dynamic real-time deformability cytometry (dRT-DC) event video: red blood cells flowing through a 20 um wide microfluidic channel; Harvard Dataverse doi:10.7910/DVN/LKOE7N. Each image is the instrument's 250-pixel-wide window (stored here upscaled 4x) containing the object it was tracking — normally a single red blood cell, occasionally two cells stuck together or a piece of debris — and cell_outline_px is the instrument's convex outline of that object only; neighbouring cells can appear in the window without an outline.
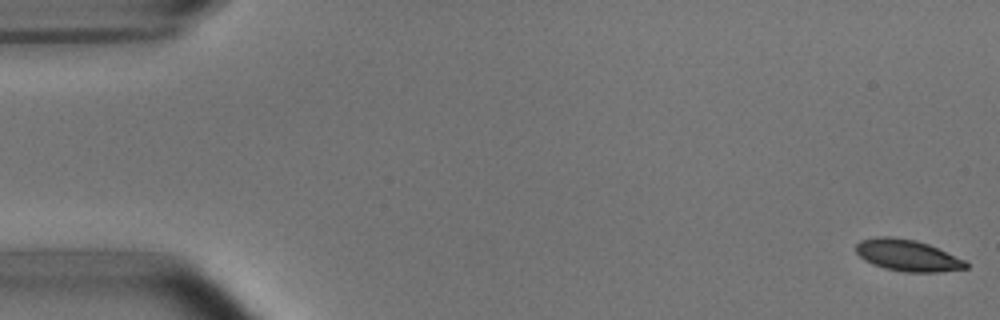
{"species": "common noctule bat (a hibernating species)", "species_latin": "Nyctalus noctula", "temperature_condition": "room temperature", "stored_images_in_passage": 7, "camera_frame_rate_fps": 3000, "um_per_image_px": 0.085, "animal": {"sex": "male", "body_mass_g": 15.6}, "frame": {"image": 1, "passage_image": 1, "time_ms": 0.0, "image_size_px": [1000, 320], "cell_outline_px": [[968, 268], [940, 272], [904, 272], [884, 268], [872, 264], [864, 260], [856, 252], [856, 244], [860, 240], [876, 236], [892, 236], [916, 240], [928, 244], [964, 260], [968, 264]], "centroid_in_image_um": [77.1, 21.7], "position_along_channel_um": 7.9, "area_um2": 20.23}}
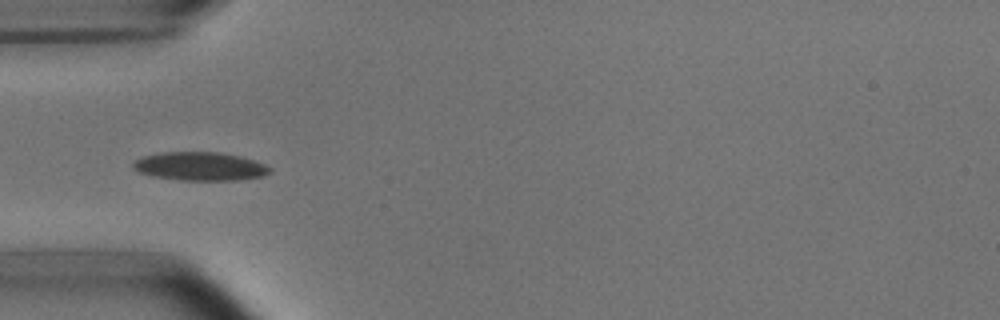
{"frame": {"image": 2, "passage_image": 5, "time_ms": 5.333, "image_size_px": [1000, 320], "cell_outline_px": [[272, 172], [264, 176], [236, 180], [180, 180], [152, 176], [136, 172], [132, 168], [132, 164], [136, 160], [144, 156], [160, 152], [220, 152], [240, 156], [264, 164], [272, 168]], "centroid_in_image_um": [16.99, 14.14], "position_along_channel_um": 68.0, "area_um2": 22.83}}
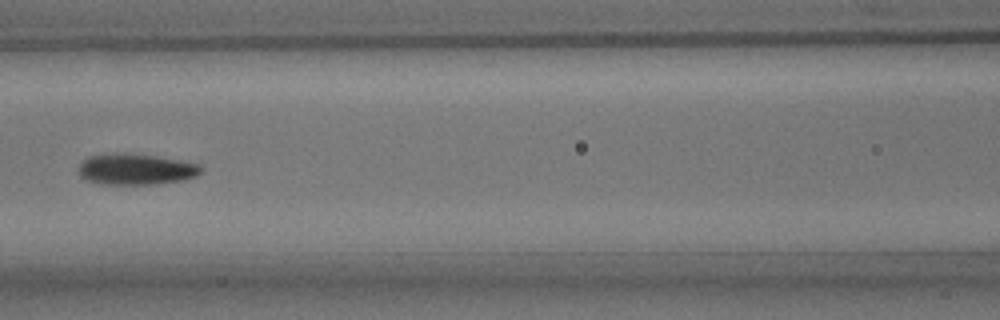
{"frame": {"image": 3, "passage_image": 7, "time_ms": 7.667, "image_size_px": [1000, 320], "cell_outline_px": [[204, 172], [196, 176], [184, 180], [152, 184], [100, 184], [84, 180], [80, 176], [80, 164], [88, 156], [156, 156], [180, 160], [200, 164], [204, 168]], "centroid_in_image_um": [11.64, 14.44], "position_along_channel_um": 155.0, "area_um2": 21.39}}